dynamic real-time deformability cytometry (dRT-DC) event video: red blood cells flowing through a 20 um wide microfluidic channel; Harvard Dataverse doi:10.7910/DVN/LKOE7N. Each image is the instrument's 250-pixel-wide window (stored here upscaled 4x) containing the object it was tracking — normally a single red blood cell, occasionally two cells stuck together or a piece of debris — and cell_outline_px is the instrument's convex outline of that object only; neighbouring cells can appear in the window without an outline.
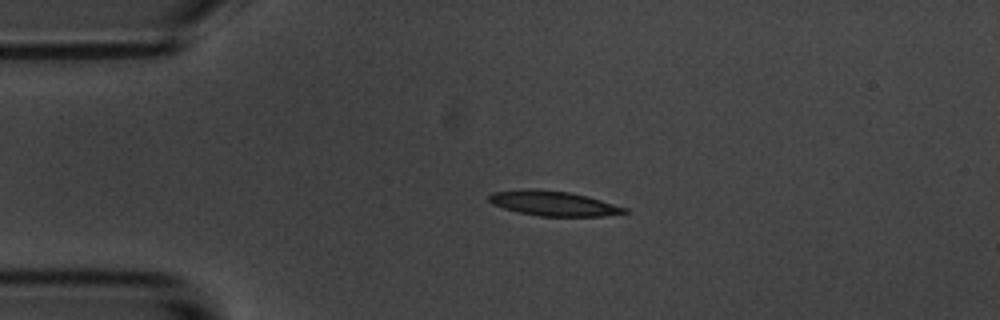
{"species": "common noctule bat (a hibernating species)", "species_latin": "Nyctalus noctula", "temperature_condition": "room temperature", "stored_images_in_passage": 3, "camera_frame_rate_fps": 3000, "um_per_image_px": 0.085, "animal": {"sex": "male", "body_mass_g": 20.1, "forearm_length_mm": 53.5}, "frame": {"image": 1, "passage_image": 2, "time_ms": 2.0, "image_size_px": [1000, 320], "cell_outline_px": [[628, 212], [600, 216], [540, 216], [520, 212], [504, 208], [492, 204], [488, 200], [488, 196], [492, 192], [568, 192], [588, 196], [628, 208]], "centroid_in_image_um": [47.14, 17.34], "position_along_channel_um": 37.9, "area_um2": 18.38}}